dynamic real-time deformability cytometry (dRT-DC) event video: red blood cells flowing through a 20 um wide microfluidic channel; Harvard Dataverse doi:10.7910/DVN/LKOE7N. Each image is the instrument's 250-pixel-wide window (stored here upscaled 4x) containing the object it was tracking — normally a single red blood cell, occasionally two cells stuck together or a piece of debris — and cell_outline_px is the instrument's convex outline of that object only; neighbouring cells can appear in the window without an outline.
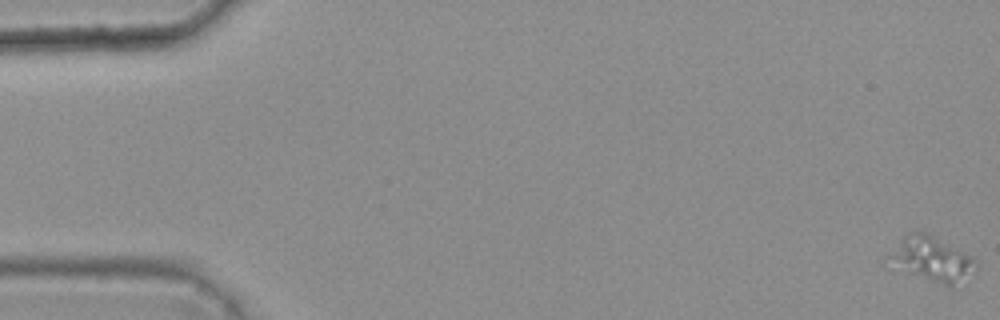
{"species": "common noctule bat (a hibernating species)", "species_latin": "Nyctalus noctula", "temperature_condition": "warm", "stored_images_in_passage": 6, "camera_frame_rate_fps": 3000, "um_per_image_px": 0.085, "animal": {"sex": "female", "body_mass_g": 25.1}, "frame": {"image": 1, "passage_image": 1, "time_ms": 0.0, "image_size_px": [1000, 320], "cell_outline_px": [[976, 268], [948, 288], [912, 272], [892, 260], [892, 256], [900, 240], [904, 236], [912, 232], [924, 232], [972, 256], [976, 260]], "centroid_in_image_um": [79.32, 22.0], "position_along_channel_um": 5.7, "area_um2": 20.58}}
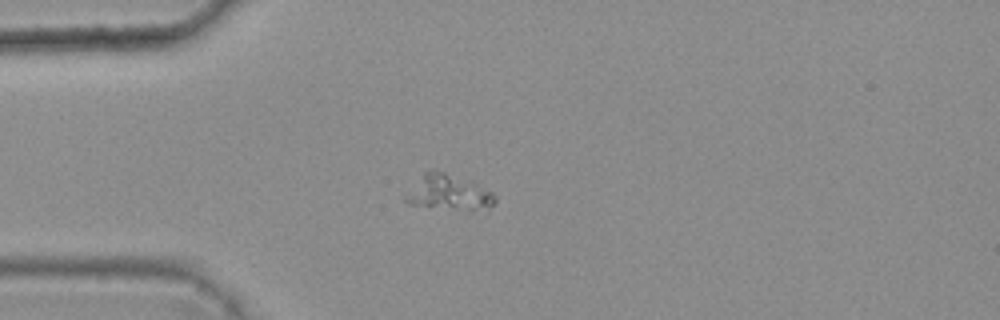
{"frame": {"image": 2, "passage_image": 5, "time_ms": 1.333, "image_size_px": [1000, 320], "cell_outline_px": [[496, 200], [492, 204], [472, 212], [408, 204], [404, 200], [404, 196], [424, 172], [432, 168], [444, 172], [492, 192], [496, 196]], "centroid_in_image_um": [38.08, 16.39], "position_along_channel_um": 46.9, "area_um2": 18.03}}